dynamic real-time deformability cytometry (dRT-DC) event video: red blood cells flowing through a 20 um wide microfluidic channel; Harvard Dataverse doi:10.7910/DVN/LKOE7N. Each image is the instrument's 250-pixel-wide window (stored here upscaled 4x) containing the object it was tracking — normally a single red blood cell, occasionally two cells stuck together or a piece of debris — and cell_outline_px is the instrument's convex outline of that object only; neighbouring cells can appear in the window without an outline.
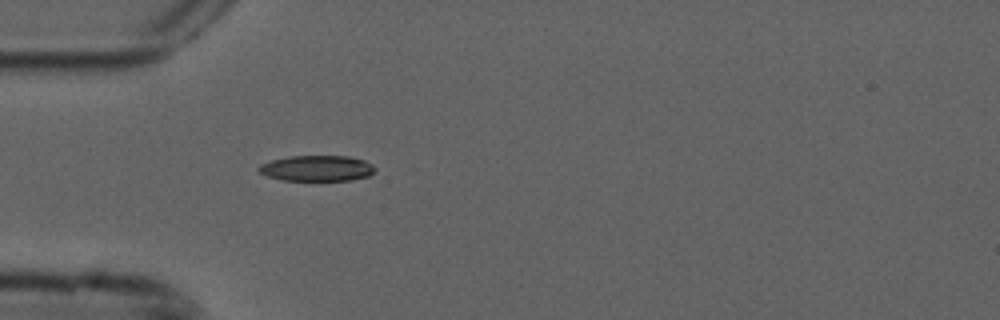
{"species": "common noctule bat (a hibernating species)", "species_latin": "Nyctalus noctula", "temperature_condition": "cold", "stored_images_in_passage": 1, "camera_frame_rate_fps": 3000, "um_per_image_px": 0.085, "animal": {"sex": "male", "forearm_length_mm": 52.5}, "frame": {"image": 1, "passage_image": 1, "time_ms": 0.0, "image_size_px": [1000, 320], "cell_outline_px": [[376, 168], [368, 176], [352, 180], [284, 180], [268, 176], [260, 172], [256, 168], [260, 164], [272, 160], [288, 156], [348, 156], [364, 160], [372, 164]], "centroid_in_image_um": [26.93, 14.3], "position_along_channel_um": 58.1, "area_um2": 17.34}}